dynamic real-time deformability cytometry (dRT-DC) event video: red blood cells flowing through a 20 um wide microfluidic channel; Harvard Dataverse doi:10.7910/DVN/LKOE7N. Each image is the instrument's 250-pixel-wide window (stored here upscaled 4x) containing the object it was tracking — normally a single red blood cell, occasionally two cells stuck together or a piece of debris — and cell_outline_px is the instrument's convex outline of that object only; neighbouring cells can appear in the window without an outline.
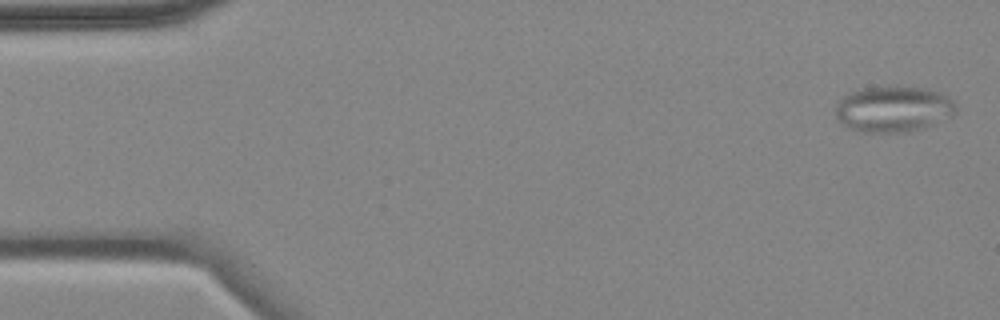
{"species": "common noctule bat (a hibernating species)", "species_latin": "Nyctalus noctula", "temperature_condition": "cold", "stored_images_in_passage": 4, "camera_frame_rate_fps": 3000, "um_per_image_px": 0.085, "animal": {"sex": "female", "body_mass_g": 18.4}, "frame": {"image": 1, "passage_image": 1, "time_ms": 0.0, "image_size_px": [1000, 320], "cell_outline_px": [[956, 112], [952, 116], [924, 128], [908, 132], [864, 132], [852, 128], [836, 120], [836, 104], [848, 92], [864, 88], [896, 84], [924, 88], [940, 92], [948, 96], [956, 104]], "centroid_in_image_um": [75.96, 9.24], "position_along_channel_um": 9.0, "area_um2": 32.77}}
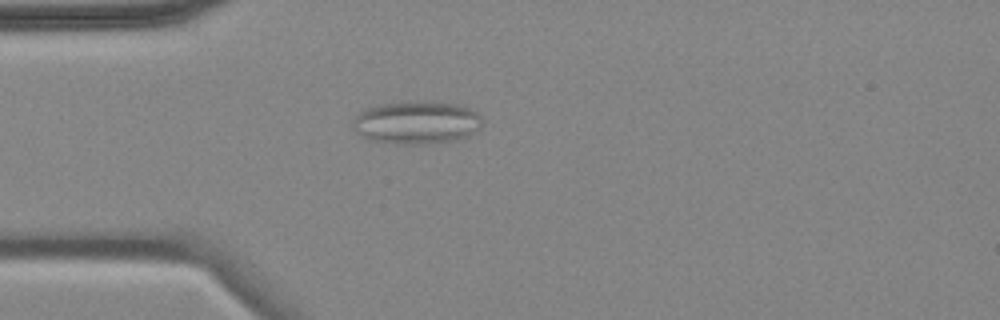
{"frame": {"image": 2, "passage_image": 4, "time_ms": 4.333, "image_size_px": [1000, 320], "cell_outline_px": [[484, 120], [480, 128], [468, 136], [460, 140], [424, 144], [408, 144], [368, 140], [360, 136], [352, 128], [352, 120], [360, 112], [368, 108], [380, 104], [432, 100], [460, 104], [476, 112]], "centroid_in_image_um": [35.44, 10.41], "position_along_channel_um": 49.6, "area_um2": 32.83}}